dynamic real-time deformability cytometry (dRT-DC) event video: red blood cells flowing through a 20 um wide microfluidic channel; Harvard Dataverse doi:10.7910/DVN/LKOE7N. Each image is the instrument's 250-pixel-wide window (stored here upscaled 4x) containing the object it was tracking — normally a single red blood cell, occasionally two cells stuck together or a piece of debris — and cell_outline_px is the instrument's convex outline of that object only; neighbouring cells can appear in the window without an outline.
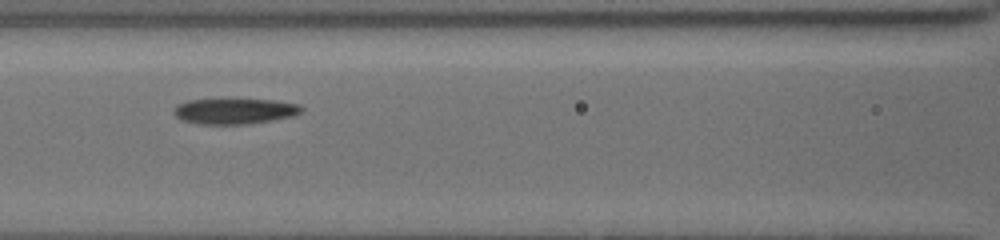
{"species": "common noctule bat (a hibernating species)", "species_latin": "Nyctalus noctula", "temperature_condition": "cold", "stored_images_in_passage": 15, "camera_frame_rate_fps": 3000, "um_per_image_px": 0.085, "animal": {"sex": "female", "body_mass_g": 19.5, "forearm_length_mm": 54.1}, "frame": {"image": 1, "passage_image": 10, "time_ms": 5.333, "image_size_px": [1000, 240], "cell_outline_px": [[304, 112], [296, 116], [248, 124], [200, 124], [180, 120], [172, 112], [172, 108], [176, 104], [188, 100], [220, 96], [236, 96], [276, 100], [300, 104], [304, 108]], "centroid_in_image_um": [19.94, 9.38], "position_along_channel_um": 146.7, "area_um2": 20.81}}
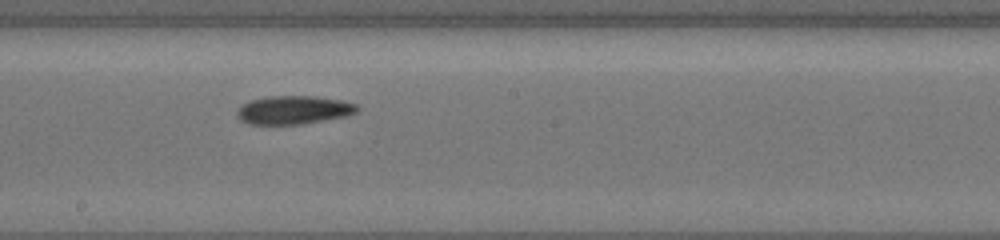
{"frame": {"image": 2, "passage_image": 13, "time_ms": 7.333, "image_size_px": [1000, 240], "cell_outline_px": [[360, 108], [356, 112], [348, 116], [304, 124], [248, 124], [240, 120], [236, 116], [236, 112], [244, 104], [252, 100], [272, 96], [312, 96], [340, 100], [356, 104]], "centroid_in_image_um": [24.99, 9.36], "position_along_channel_um": 223.2, "area_um2": 19.83}}
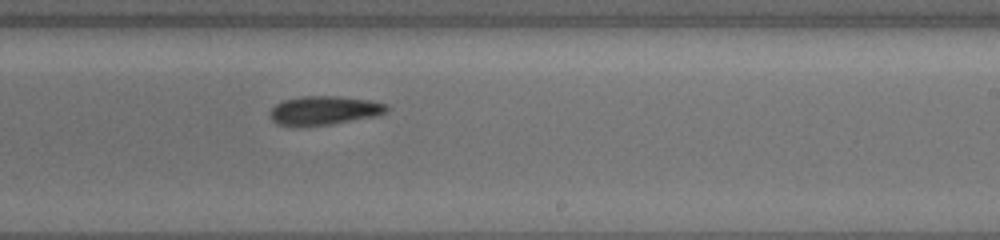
{"frame": {"image": 3, "passage_image": 15, "time_ms": 8.333, "image_size_px": [1000, 240], "cell_outline_px": [[388, 108], [384, 112], [376, 116], [332, 124], [276, 124], [268, 116], [268, 112], [276, 104], [284, 100], [300, 96], [340, 96], [368, 100], [388, 104]], "centroid_in_image_um": [27.55, 9.36], "position_along_channel_um": 261.4, "area_um2": 19.25}}